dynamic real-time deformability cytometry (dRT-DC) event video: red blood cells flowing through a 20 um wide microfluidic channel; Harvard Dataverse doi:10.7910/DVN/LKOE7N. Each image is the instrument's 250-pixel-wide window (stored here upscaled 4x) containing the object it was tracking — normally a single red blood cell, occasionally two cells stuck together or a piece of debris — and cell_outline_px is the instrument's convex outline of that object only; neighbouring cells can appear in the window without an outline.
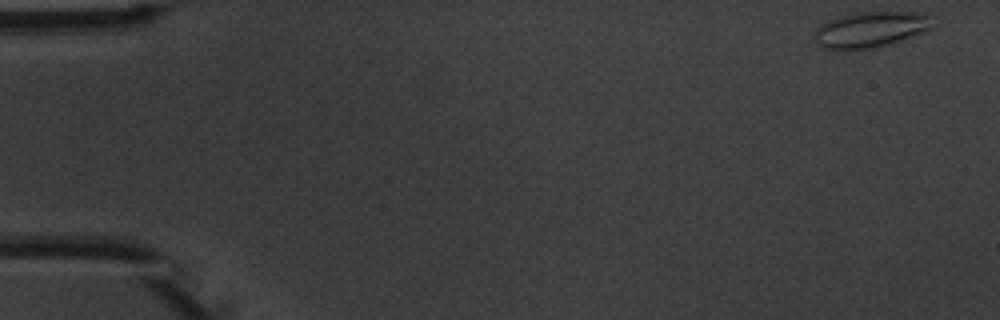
{"species": "common noctule bat (a hibernating species)", "species_latin": "Nyctalus noctula", "temperature_condition": "warm", "stored_images_in_passage": 5, "camera_frame_rate_fps": 3000, "um_per_image_px": 0.085, "animal": {"sex": "male", "body_mass_g": 20.1, "forearm_length_mm": 53.5}, "frame": {"image": 1, "passage_image": 1, "time_ms": 0.0, "image_size_px": [1000, 320], "cell_outline_px": [[936, 24], [928, 28], [892, 44], [872, 48], [824, 48], [816, 44], [812, 40], [812, 32], [820, 24], [828, 20], [840, 16], [856, 12], [924, 12]], "centroid_in_image_um": [73.93, 2.49], "position_along_channel_um": 11.1, "area_um2": 24.51}}
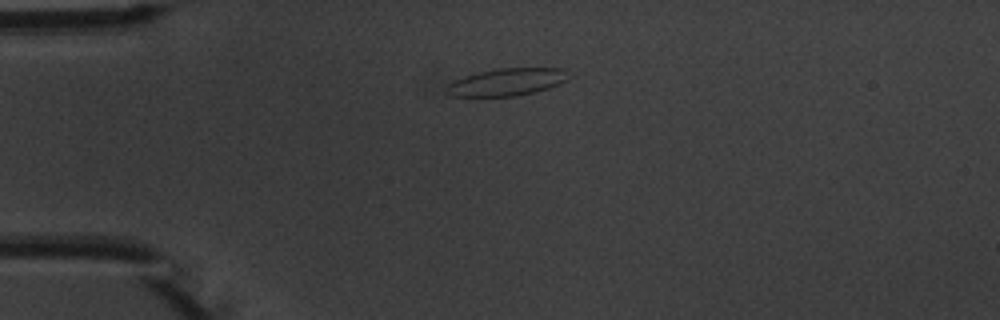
{"frame": {"image": 2, "passage_image": 4, "time_ms": 3.667, "image_size_px": [1000, 320], "cell_outline_px": [[568, 80], [560, 84], [536, 92], [516, 96], [452, 96], [444, 92], [444, 88], [448, 84], [464, 76], [480, 72], [500, 68], [564, 68]], "centroid_in_image_um": [43.07, 6.98], "position_along_channel_um": 41.9, "area_um2": 19.42}}